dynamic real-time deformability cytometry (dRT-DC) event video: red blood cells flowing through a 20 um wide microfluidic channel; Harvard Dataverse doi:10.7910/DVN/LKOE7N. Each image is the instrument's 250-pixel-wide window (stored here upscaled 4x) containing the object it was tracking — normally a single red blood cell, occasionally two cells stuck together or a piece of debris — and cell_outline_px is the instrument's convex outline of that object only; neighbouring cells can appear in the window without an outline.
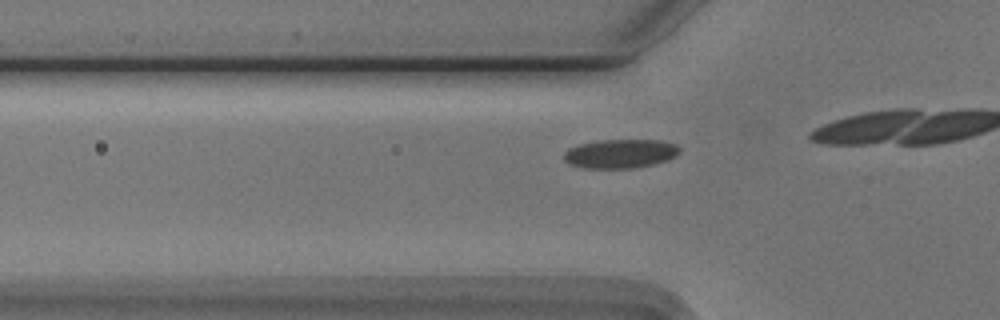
{"species": "Egyptian fruit bat (a non-hibernating species)", "species_latin": "Rousettus aegyptiacus", "temperature_condition": "cold", "stored_images_in_passage": 13, "camera_frame_rate_fps": 3000, "um_per_image_px": 0.085, "animal": {"sex": "male"}, "frame": {"image": 1, "passage_image": 10, "time_ms": 3.0, "image_size_px": [1000, 320], "cell_outline_px": [[680, 152], [676, 156], [668, 160], [652, 164], [632, 168], [584, 168], [568, 164], [564, 160], [564, 152], [568, 148], [580, 144], [600, 140], [660, 140], [676, 144], [680, 148]], "centroid_in_image_um": [52.72, 13.06], "position_along_channel_um": 73.1, "area_um2": 19.59}}